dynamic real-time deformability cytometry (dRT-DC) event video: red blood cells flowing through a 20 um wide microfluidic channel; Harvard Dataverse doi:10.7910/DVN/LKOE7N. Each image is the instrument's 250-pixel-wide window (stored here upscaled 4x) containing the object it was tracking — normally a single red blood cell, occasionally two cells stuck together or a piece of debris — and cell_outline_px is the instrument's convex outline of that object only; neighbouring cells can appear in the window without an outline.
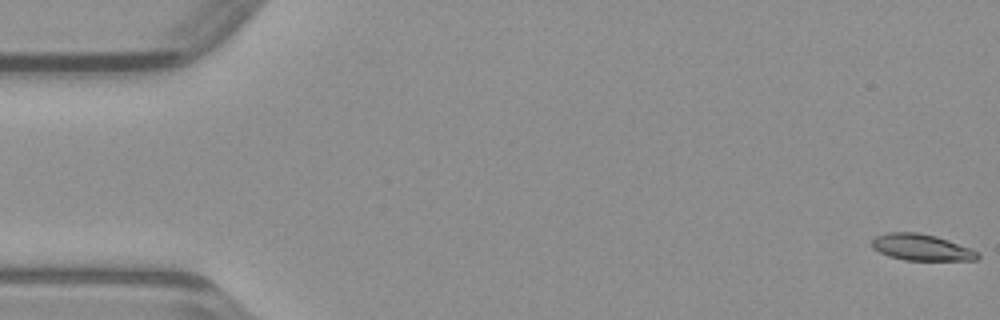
{"species": "common noctule bat (a hibernating species)", "species_latin": "Nyctalus noctula", "temperature_condition": "warm", "stored_images_in_passage": 3, "camera_frame_rate_fps": 3000, "um_per_image_px": 0.085, "animal": {"sex": "male", "body_mass_g": 23.1, "forearm_length_mm": 52.7}, "frame": {"image": 1, "passage_image": 3, "time_ms": 0.667, "image_size_px": [1000, 320], "cell_outline_px": [[980, 256], [976, 260], [904, 260], [888, 256], [872, 248], [872, 240], [876, 236], [888, 232], [916, 232], [936, 236], [972, 248], [980, 252]], "centroid_in_image_um": [78.35, 21.03], "position_along_channel_um": 6.7, "area_um2": 16.36}}